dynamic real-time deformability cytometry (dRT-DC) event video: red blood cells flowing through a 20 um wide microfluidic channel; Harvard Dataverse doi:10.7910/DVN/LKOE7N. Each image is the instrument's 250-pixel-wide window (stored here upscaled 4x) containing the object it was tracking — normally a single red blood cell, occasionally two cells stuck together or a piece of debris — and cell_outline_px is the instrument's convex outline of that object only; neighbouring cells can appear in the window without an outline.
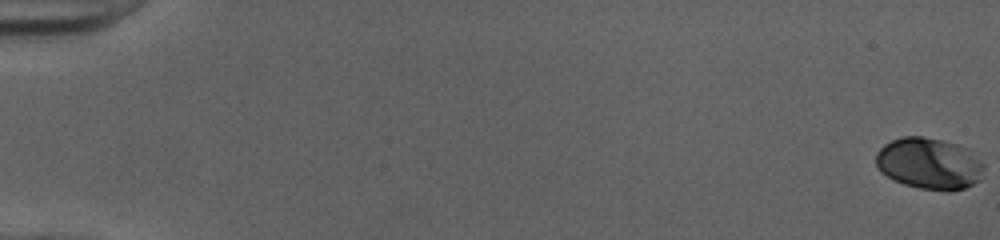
{"species": "human", "species_latin": "Homo sapiens", "temperature_condition": "cold", "stored_images_in_passage": 53, "camera_frame_rate_fps": 3000, "um_per_image_px": 0.085, "donor": {"sex": "female"}, "frame": {"image": 1, "passage_image": 1, "time_ms": 0.0, "image_size_px": [1000, 240], "cell_outline_px": [[984, 168], [980, 180], [964, 188], [920, 188], [904, 184], [892, 180], [880, 172], [876, 164], [876, 152], [884, 144], [892, 140], [904, 136], [924, 136], [956, 144], [968, 148], [984, 164]], "centroid_in_image_um": [78.95, 13.86], "position_along_channel_um": 6.1, "area_um2": 32.02}}
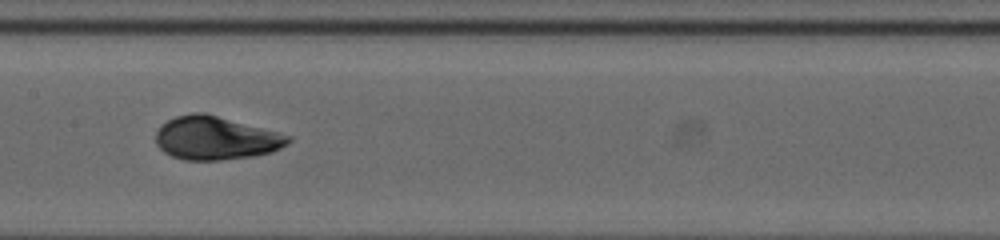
{"frame": {"image": 2, "passage_image": 29, "time_ms": 9.333, "image_size_px": [1000, 240], "cell_outline_px": [[292, 140], [288, 144], [272, 152], [256, 156], [220, 160], [184, 160], [172, 156], [164, 152], [156, 144], [156, 132], [160, 124], [176, 116], [192, 112], [204, 112], [292, 136]], "centroid_in_image_um": [18.33, 11.74], "position_along_channel_um": 189.1, "area_um2": 33.58}}
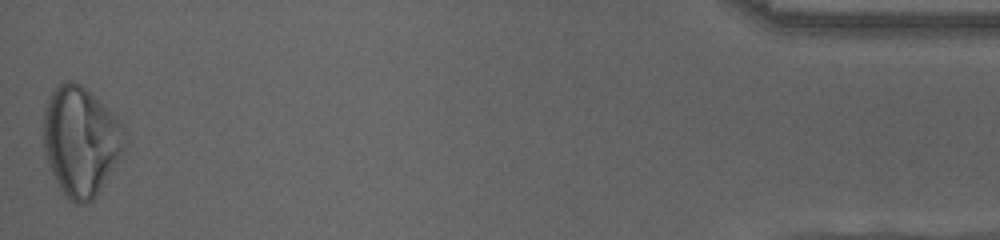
{"frame": {"image": 3, "passage_image": 53, "time_ms": 17.333, "image_size_px": [1000, 240], "cell_outline_px": [[128, 144], [92, 200], [84, 204], [76, 204], [64, 196], [48, 164], [44, 152], [44, 108], [48, 96], [60, 84], [68, 80], [72, 80], [80, 84], [116, 116], [124, 128]], "centroid_in_image_um": [6.86, 11.98], "position_along_channel_um": 428.3, "area_um2": 51.38}, "authors_computed_cell_mechanics": {"area_um2": 33.1194, "velocity_mm_per_s": 4.0218, "shape_relaxation_time_tau1_ms": 3.942, "shape_relaxation_time_tau2_ms": 1.8099, "deformation_change_tau1": 0.1732, "deformation_change_tau2": 0.0176}}